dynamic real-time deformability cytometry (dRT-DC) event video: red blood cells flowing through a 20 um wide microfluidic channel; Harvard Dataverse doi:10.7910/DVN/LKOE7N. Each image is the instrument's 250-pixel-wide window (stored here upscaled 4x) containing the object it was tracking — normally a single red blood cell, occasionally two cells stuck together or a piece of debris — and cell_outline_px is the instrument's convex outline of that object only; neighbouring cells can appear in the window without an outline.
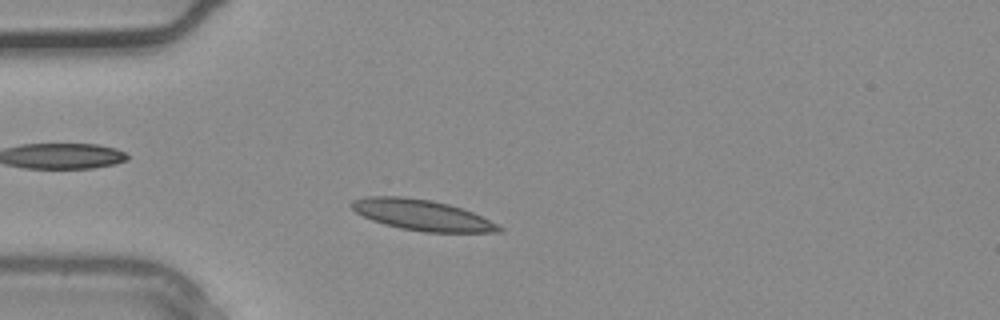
{"species": "common noctule bat (a hibernating species)", "species_latin": "Nyctalus noctula", "temperature_condition": "warm", "stored_images_in_passage": 31, "camera_frame_rate_fps": 3000, "um_per_image_px": 0.085, "animal": {"sex": "male", "body_mass_g": 20.4}, "frame": {"image": 1, "passage_image": 5, "time_ms": 1.333, "image_size_px": [1000, 320], "cell_outline_px": [[504, 232], [424, 232], [400, 228], [384, 224], [372, 220], [356, 212], [348, 204], [352, 200], [364, 196], [404, 196], [432, 200], [448, 204], [472, 212], [504, 228]], "centroid_in_image_um": [35.82, 18.27], "position_along_channel_um": 49.2, "area_um2": 26.36}}